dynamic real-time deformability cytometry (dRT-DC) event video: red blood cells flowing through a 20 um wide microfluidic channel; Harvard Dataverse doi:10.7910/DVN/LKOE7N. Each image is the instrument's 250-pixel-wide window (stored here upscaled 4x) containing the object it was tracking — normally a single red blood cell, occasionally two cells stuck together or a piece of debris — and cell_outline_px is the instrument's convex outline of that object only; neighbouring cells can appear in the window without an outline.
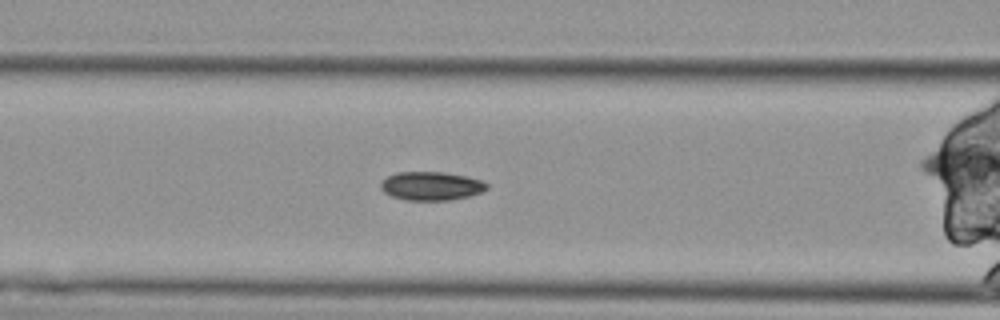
{"species": "Egyptian fruit bat (a non-hibernating species)", "species_latin": "Rousettus aegyptiacus", "temperature_condition": "cold", "stored_images_in_passage": 57, "camera_frame_rate_fps": 3000, "um_per_image_px": 0.085, "animal": {"sex": "female"}, "frame": {"image": 1, "passage_image": 22, "time_ms": 7.0, "image_size_px": [1000, 320], "cell_outline_px": [[488, 188], [480, 192], [468, 196], [448, 200], [404, 200], [392, 196], [384, 192], [380, 188], [380, 180], [396, 172], [444, 172], [464, 176], [480, 180], [488, 184]], "centroid_in_image_um": [36.6, 15.8], "position_along_channel_um": 130.0, "area_um2": 17.63}}
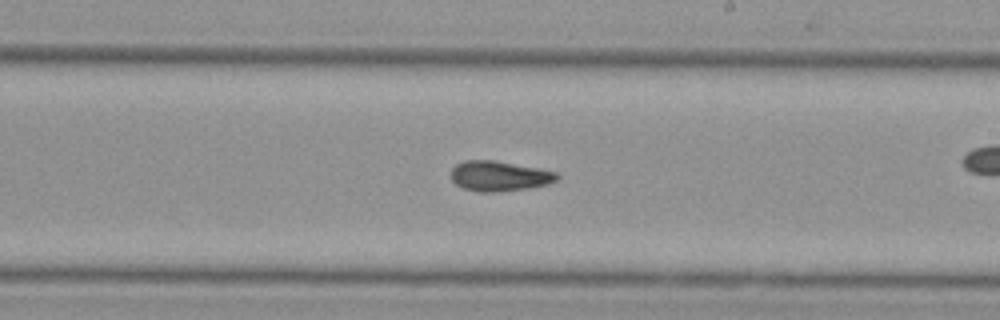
{"frame": {"image": 2, "passage_image": 32, "time_ms": 10.333, "image_size_px": [1000, 320], "cell_outline_px": [[560, 176], [556, 180], [548, 184], [524, 188], [496, 192], [480, 192], [464, 188], [456, 184], [452, 180], [452, 168], [456, 164], [464, 160], [496, 160], [556, 172]], "centroid_in_image_um": [42.41, 14.95], "position_along_channel_um": 246.6, "area_um2": 18.38}}
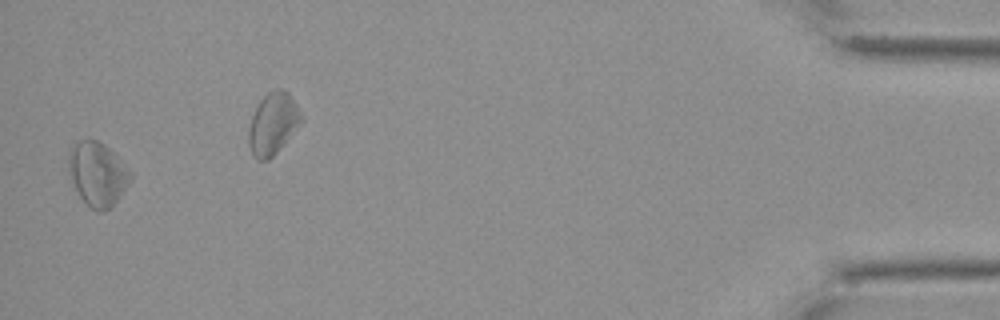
{"frame": {"image": 3, "passage_image": 55, "time_ms": 18.0, "image_size_px": [1000, 320], "cell_outline_px": [[132, 180], [120, 196], [104, 212], [96, 212], [80, 196], [68, 172], [68, 152], [80, 140], [96, 140], [104, 144], [132, 172]], "centroid_in_image_um": [8.3, 14.79], "position_along_channel_um": 426.9, "area_um2": 22.66}, "authors_computed_cell_mechanics": {"area_um2": 19.7098, "velocity_mm_per_s": 3.5217, "shape_relaxation_time_tau1_ms": null, "shape_relaxation_time_tau2_ms": 4.153, "deformation_change_tau1": null, "deformation_change_tau2": 0.1071}}